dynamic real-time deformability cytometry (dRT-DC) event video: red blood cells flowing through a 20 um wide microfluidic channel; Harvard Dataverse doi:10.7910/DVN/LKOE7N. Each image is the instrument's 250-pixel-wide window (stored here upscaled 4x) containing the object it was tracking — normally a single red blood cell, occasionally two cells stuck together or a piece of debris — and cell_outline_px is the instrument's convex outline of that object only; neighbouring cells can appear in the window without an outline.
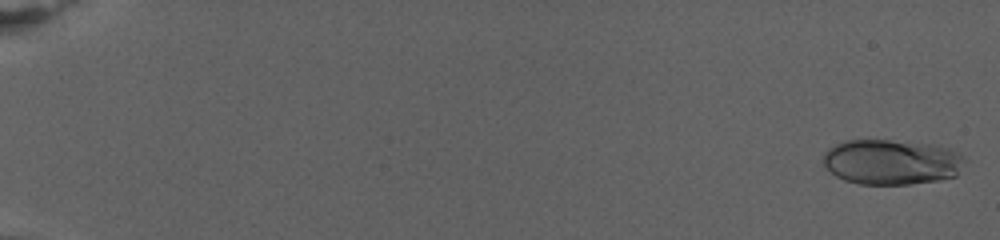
{"species": "human", "species_latin": "Homo sapiens", "temperature_condition": "warm", "stored_images_in_passage": 102, "camera_frame_rate_fps": 3000, "um_per_image_px": 0.085, "donor": {"sex": "female"}, "frame": {"image": 1, "passage_image": 3, "time_ms": 0.333, "image_size_px": [1000, 240], "cell_outline_px": [[964, 160], [956, 176], [940, 180], [908, 184], [860, 184], [844, 180], [836, 176], [824, 164], [824, 152], [828, 148], [844, 140], [888, 140], [928, 144], [948, 148], [960, 156]], "centroid_in_image_um": [75.74, 13.77], "position_along_channel_um": 9.3, "area_um2": 36.88}}
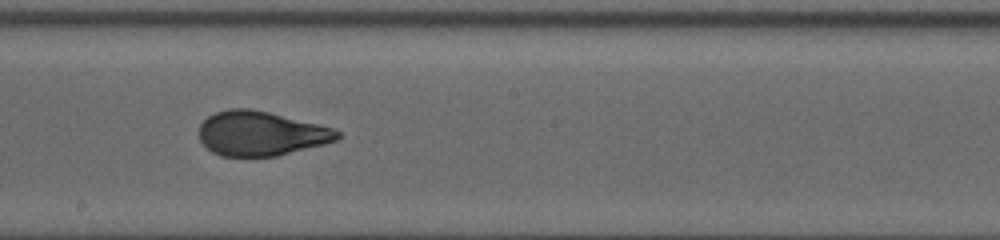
{"frame": {"image": 2, "passage_image": 77, "time_ms": 15.667, "image_size_px": [1000, 240], "cell_outline_px": [[340, 136], [336, 140], [324, 144], [276, 156], [220, 156], [212, 152], [200, 140], [200, 124], [208, 116], [216, 112], [232, 108], [248, 108], [268, 112], [332, 128], [340, 132]], "centroid_in_image_um": [22.15, 11.35], "position_along_channel_um": 226.1, "area_um2": 35.37}}
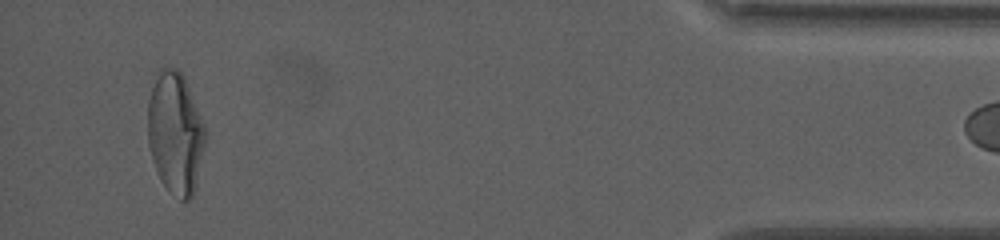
{"frame": {"image": 3, "passage_image": 101, "time_ms": 25.0, "image_size_px": [1000, 240], "cell_outline_px": [[208, 140], [196, 188], [192, 196], [188, 200], [180, 200], [160, 180], [152, 160], [148, 144], [148, 100], [152, 88], [160, 68], [176, 68], [184, 76], [204, 124]], "centroid_in_image_um": [14.94, 11.34], "position_along_channel_um": 420.3, "area_um2": 41.21}}